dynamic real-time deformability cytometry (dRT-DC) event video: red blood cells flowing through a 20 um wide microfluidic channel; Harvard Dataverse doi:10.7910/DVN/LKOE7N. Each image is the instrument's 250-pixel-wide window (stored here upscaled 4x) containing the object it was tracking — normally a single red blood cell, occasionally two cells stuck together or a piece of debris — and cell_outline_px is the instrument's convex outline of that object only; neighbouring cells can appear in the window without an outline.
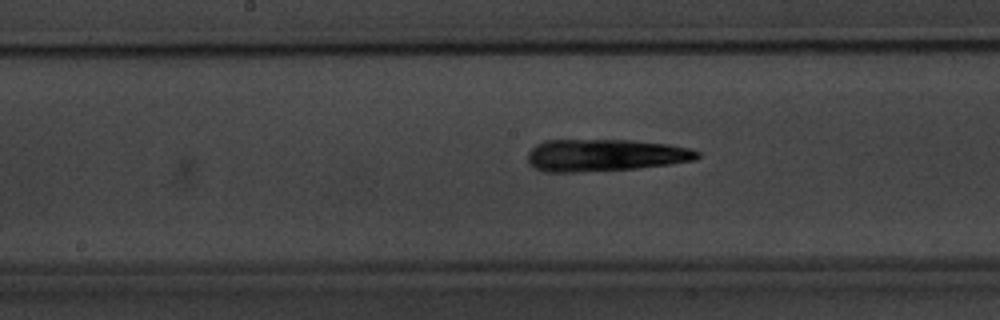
{"species": "common noctule bat (a hibernating species)", "species_latin": "Nyctalus noctula", "temperature_condition": "warm", "stored_images_in_passage": 32, "camera_frame_rate_fps": 3000, "um_per_image_px": 0.085, "animal": {"sex": "male", "body_mass_g": 20.1, "forearm_length_mm": 53.5}, "frame": {"image": 1, "passage_image": 15, "time_ms": 4.667, "image_size_px": [1000, 320], "cell_outline_px": [[700, 156], [696, 160], [672, 164], [636, 168], [576, 172], [544, 172], [528, 164], [528, 152], [536, 144], [544, 140], [632, 140], [668, 144], [688, 148], [700, 152]], "centroid_in_image_um": [51.42, 13.19], "position_along_channel_um": 196.8, "area_um2": 31.91}}
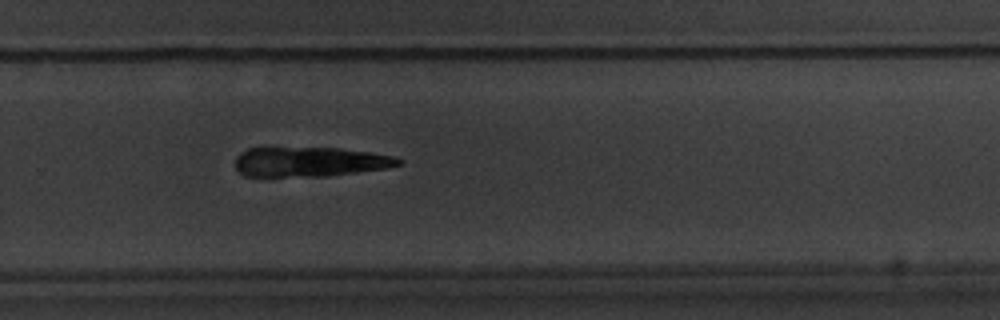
{"frame": {"image": 2, "passage_image": 24, "time_ms": 7.667, "image_size_px": [1000, 320], "cell_outline_px": [[404, 164], [384, 168], [328, 176], [244, 176], [236, 168], [236, 156], [240, 152], [248, 148], [340, 148], [368, 152], [392, 156], [404, 160]], "centroid_in_image_um": [26.33, 13.75], "position_along_channel_um": 303.5, "area_um2": 28.09}}
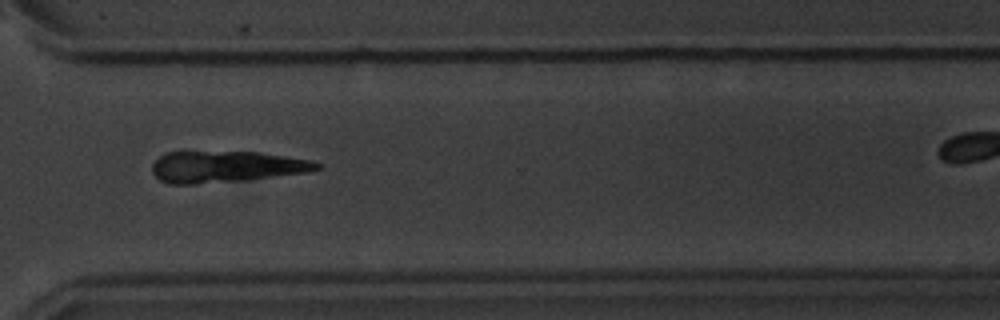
{"frame": {"image": 3, "passage_image": 28, "time_ms": 9.0, "image_size_px": [1000, 320], "cell_outline_px": [[320, 168], [308, 172], [248, 180], [192, 184], [168, 184], [160, 180], [152, 172], [152, 164], [160, 156], [168, 152], [260, 152], [312, 160], [320, 164]], "centroid_in_image_um": [19.23, 14.18], "position_along_channel_um": 351.4, "area_um2": 30.11}}